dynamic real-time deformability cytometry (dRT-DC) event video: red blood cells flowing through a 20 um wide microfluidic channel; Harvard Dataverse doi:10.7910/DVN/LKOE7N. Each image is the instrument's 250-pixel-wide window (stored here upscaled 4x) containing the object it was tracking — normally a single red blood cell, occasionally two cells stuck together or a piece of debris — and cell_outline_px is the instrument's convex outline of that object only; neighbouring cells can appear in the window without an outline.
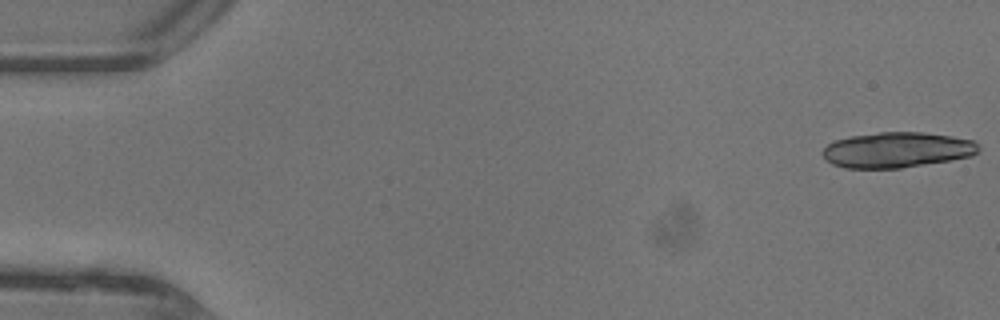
{"species": "common noctule bat (a hibernating species)", "species_latin": "Nyctalus noctula", "temperature_condition": "warm", "stored_images_in_passage": 16, "camera_frame_rate_fps": 3000, "um_per_image_px": 0.085, "animal": {"sex": "female"}, "frame": {"image": 1, "passage_image": 1, "time_ms": 0.0, "image_size_px": [1000, 320], "cell_outline_px": [[980, 152], [972, 156], [900, 168], [844, 168], [832, 164], [820, 152], [828, 144], [836, 140], [852, 136], [880, 132], [924, 132], [952, 136], [972, 140], [980, 148]], "centroid_in_image_um": [76.25, 12.74], "position_along_channel_um": 8.8, "area_um2": 32.08}}